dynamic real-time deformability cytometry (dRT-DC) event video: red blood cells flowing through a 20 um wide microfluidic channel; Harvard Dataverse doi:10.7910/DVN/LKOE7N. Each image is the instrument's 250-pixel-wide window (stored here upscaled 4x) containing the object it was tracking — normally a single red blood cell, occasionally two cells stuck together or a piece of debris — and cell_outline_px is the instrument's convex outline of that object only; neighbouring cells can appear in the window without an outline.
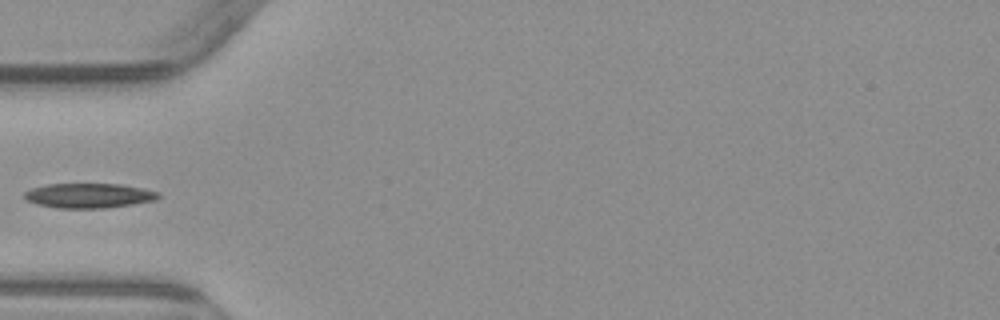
{"species": "common noctule bat (a hibernating species)", "species_latin": "Nyctalus noctula", "temperature_condition": "warm", "stored_images_in_passage": 5, "camera_frame_rate_fps": 3000, "um_per_image_px": 0.085, "animal": {"sex": "male", "body_mass_g": 23.1, "forearm_length_mm": 52.7}, "frame": {"image": 1, "passage_image": 5, "time_ms": 4.667, "image_size_px": [1000, 320], "cell_outline_px": [[160, 196], [156, 200], [132, 204], [104, 208], [56, 208], [36, 204], [28, 200], [24, 196], [24, 192], [32, 188], [48, 184], [120, 184], [144, 188], [160, 192]], "centroid_in_image_um": [7.58, 16.62], "position_along_channel_um": 77.4, "area_um2": 19.31}}